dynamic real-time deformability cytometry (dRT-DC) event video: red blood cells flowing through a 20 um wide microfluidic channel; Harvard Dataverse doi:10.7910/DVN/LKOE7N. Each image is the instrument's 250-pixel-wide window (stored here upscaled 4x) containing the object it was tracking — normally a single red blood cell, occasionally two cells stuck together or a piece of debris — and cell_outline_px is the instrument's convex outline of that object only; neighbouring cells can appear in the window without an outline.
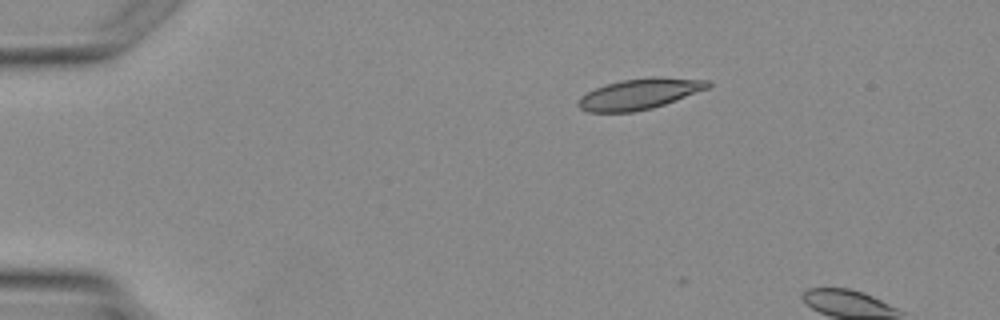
{"species": "Egyptian fruit bat (a non-hibernating species)", "species_latin": "Rousettus aegyptiacus", "temperature_condition": "warm", "stored_images_in_passage": 2, "camera_frame_rate_fps": 3000, "um_per_image_px": 0.085, "animal": {"sex": "female"}, "frame": {"image": 1, "passage_image": 1, "time_ms": 0.0, "image_size_px": [1000, 320], "cell_outline_px": [[712, 84], [708, 88], [664, 104], [652, 108], [632, 112], [588, 112], [580, 108], [576, 104], [580, 96], [596, 88], [608, 84], [624, 80], [652, 76], [660, 76], [708, 80]], "centroid_in_image_um": [54.36, 7.98], "position_along_channel_um": 30.6, "area_um2": 23.06}}